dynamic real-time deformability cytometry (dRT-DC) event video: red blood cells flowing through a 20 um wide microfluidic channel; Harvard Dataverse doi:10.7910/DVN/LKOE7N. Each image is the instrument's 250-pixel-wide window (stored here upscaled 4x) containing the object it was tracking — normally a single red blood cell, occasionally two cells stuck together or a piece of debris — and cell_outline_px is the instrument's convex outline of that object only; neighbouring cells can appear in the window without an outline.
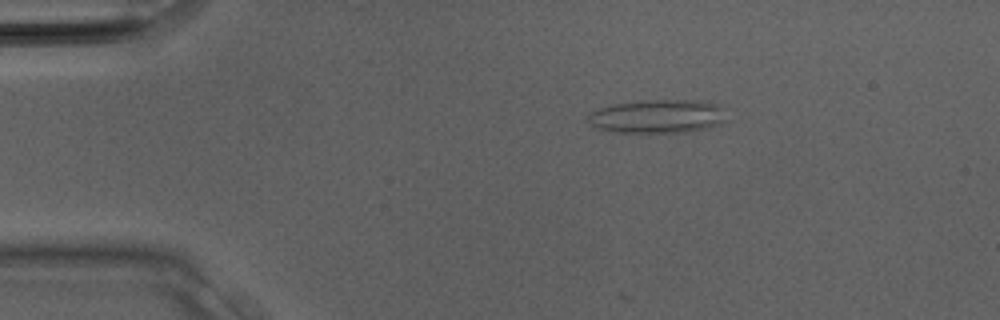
{"species": "Egyptian fruit bat (a non-hibernating species)", "species_latin": "Rousettus aegyptiacus", "temperature_condition": "room temperature", "stored_images_in_passage": 28, "camera_frame_rate_fps": 3000, "um_per_image_px": 0.085, "animal": {"sex": "male"}, "frame": {"image": 1, "passage_image": 2, "time_ms": 0.333, "image_size_px": [1000, 320], "cell_outline_px": [[724, 120], [720, 124], [688, 132], [612, 132], [596, 128], [588, 120], [588, 112], [612, 104], [636, 100], [700, 100], [716, 104], [720, 108]], "centroid_in_image_um": [55.81, 9.88], "position_along_channel_um": 29.2, "area_um2": 26.99}}
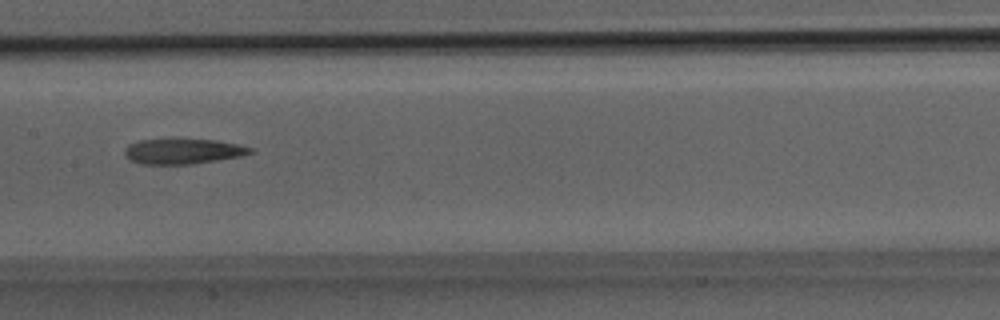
{"frame": {"image": 2, "passage_image": 12, "time_ms": 3.667, "image_size_px": [1000, 320], "cell_outline_px": [[256, 152], [240, 156], [192, 164], [140, 164], [124, 156], [124, 148], [128, 144], [140, 140], [176, 136], [216, 140], [256, 148]], "centroid_in_image_um": [15.54, 12.81], "position_along_channel_um": 191.9, "area_um2": 19.48}}
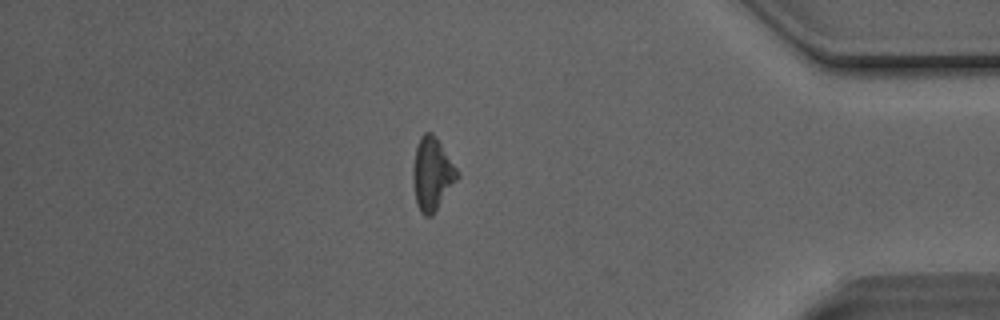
{"frame": {"image": 3, "passage_image": 23, "time_ms": 7.333, "image_size_px": [1000, 320], "cell_outline_px": [[460, 176], [432, 216], [424, 216], [420, 212], [416, 204], [412, 180], [412, 168], [416, 144], [420, 136], [424, 132], [432, 132], [460, 172]], "centroid_in_image_um": [36.71, 14.79], "position_along_channel_um": 398.5, "area_um2": 19.07}}